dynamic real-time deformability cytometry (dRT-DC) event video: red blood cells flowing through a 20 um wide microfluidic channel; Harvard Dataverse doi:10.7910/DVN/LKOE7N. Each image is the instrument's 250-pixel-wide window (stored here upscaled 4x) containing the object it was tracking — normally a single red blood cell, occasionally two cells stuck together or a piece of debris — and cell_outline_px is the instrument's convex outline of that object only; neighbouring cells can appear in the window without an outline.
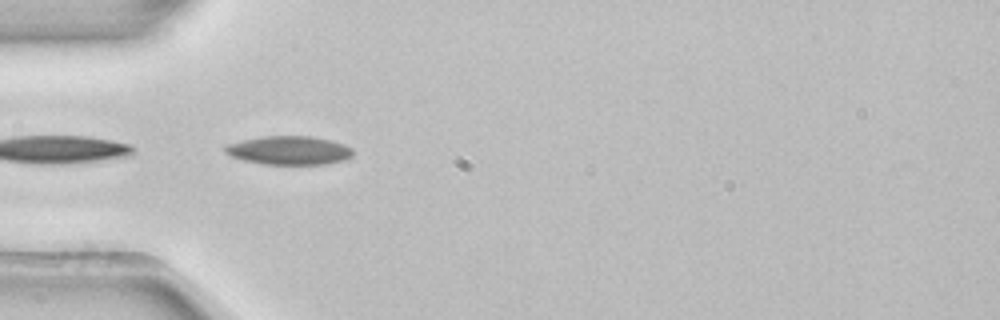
{"species": "common noctule bat (a hibernating species)", "species_latin": "Nyctalus noctula", "temperature_condition": "room temperature", "stored_images_in_passage": 4, "camera_frame_rate_fps": 3000, "um_per_image_px": 0.085, "animal": {"sex": "female", "body_mass_g": 22.7, "forearm_length_mm": 54.2}, "frame": {"image": 1, "passage_image": 3, "time_ms": 0.667, "image_size_px": [1000, 320], "cell_outline_px": [[352, 156], [344, 160], [328, 164], [264, 164], [244, 160], [228, 156], [224, 152], [224, 148], [228, 144], [260, 136], [312, 136], [332, 140], [344, 144], [352, 148]], "centroid_in_image_um": [24.58, 12.78], "position_along_channel_um": 60.4, "area_um2": 21.44}}